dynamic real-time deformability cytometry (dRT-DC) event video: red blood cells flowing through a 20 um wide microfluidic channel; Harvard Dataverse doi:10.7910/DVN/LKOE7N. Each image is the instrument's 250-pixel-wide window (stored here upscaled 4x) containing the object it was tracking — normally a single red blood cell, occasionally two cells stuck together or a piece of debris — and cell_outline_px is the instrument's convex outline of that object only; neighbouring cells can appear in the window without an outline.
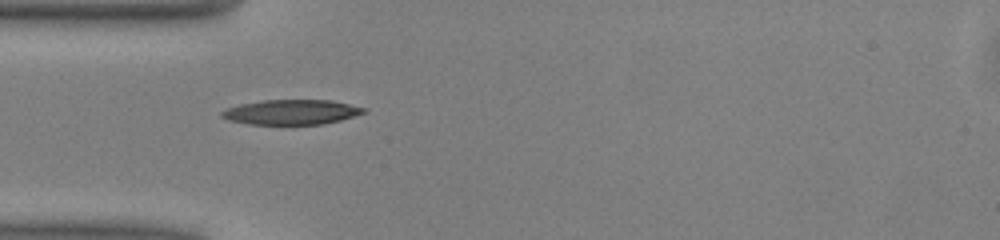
{"species": "common noctule bat (a hibernating species)", "species_latin": "Nyctalus noctula", "temperature_condition": "warm", "stored_images_in_passage": 36, "camera_frame_rate_fps": 3000, "um_per_image_px": 0.085, "animal": {"sex": "male", "body_mass_g": 13.0, "forearm_length_mm": 53.1}, "frame": {"image": 1, "passage_image": 1, "time_ms": 0.0, "image_size_px": [1000, 240], "cell_outline_px": [[368, 112], [340, 120], [324, 124], [248, 124], [228, 120], [220, 116], [220, 112], [228, 108], [240, 104], [264, 100], [332, 100], [368, 108]], "centroid_in_image_um": [24.8, 9.52], "position_along_channel_um": 60.2, "area_um2": 20.69}}
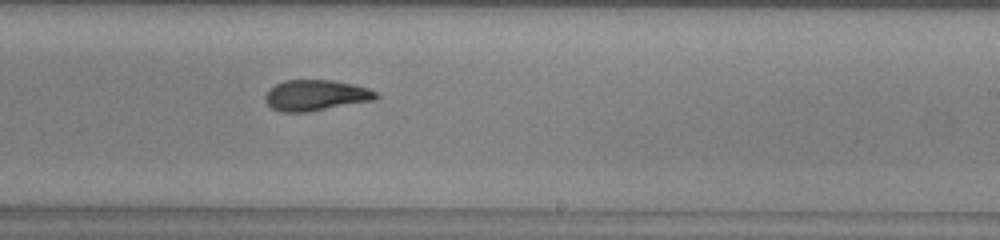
{"frame": {"image": 2, "passage_image": 16, "time_ms": 5.0, "image_size_px": [1000, 240], "cell_outline_px": [[380, 96], [376, 100], [308, 112], [280, 112], [272, 108], [264, 100], [264, 96], [276, 84], [284, 80], [332, 80], [352, 84], [368, 88], [376, 92]], "centroid_in_image_um": [26.86, 8.11], "position_along_channel_um": 262.1, "area_um2": 19.94}}
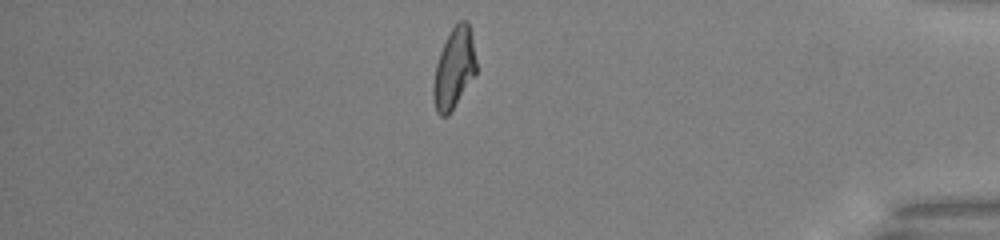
{"frame": {"image": 3, "passage_image": 29, "time_ms": 9.333, "image_size_px": [1000, 240], "cell_outline_px": [[476, 72], [448, 116], [440, 116], [436, 112], [432, 96], [432, 84], [436, 64], [440, 52], [452, 28], [460, 20], [464, 20], [468, 24], [472, 40], [476, 60]], "centroid_in_image_um": [38.56, 5.86], "position_along_channel_um": 396.6, "area_um2": 19.77}, "authors_computed_cell_mechanics": {"area_um2": 20.4034, "velocity_mm_per_s": 4.0608, "shape_relaxation_time_tau1_ms": 6.3151, "shape_relaxation_time_tau2_ms": 1.8561, "deformation_change_tau1": 0.2275, "deformation_change_tau2": 0.0906}}